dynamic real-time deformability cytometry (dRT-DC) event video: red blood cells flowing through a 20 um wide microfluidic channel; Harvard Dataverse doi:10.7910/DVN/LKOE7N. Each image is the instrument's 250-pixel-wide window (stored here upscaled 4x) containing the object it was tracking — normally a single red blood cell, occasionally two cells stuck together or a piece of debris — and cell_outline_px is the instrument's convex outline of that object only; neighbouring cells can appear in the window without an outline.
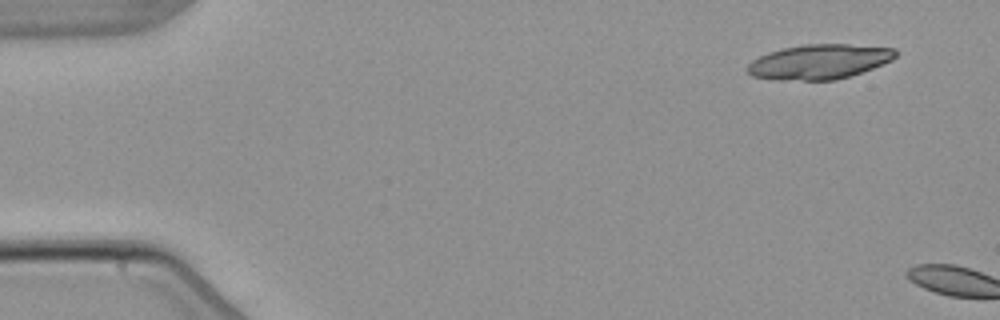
{"species": "common noctule bat (a hibernating species)", "species_latin": "Nyctalus noctula", "temperature_condition": "warm", "stored_images_in_passage": 2, "camera_frame_rate_fps": 3000, "um_per_image_px": 0.085, "animal": {"sex": "male", "body_mass_g": 21.5, "forearm_length_mm": 52.0}, "frame": {"image": 1, "passage_image": 1, "time_ms": 0.0, "image_size_px": [1000, 320], "cell_outline_px": [[900, 52], [892, 60], [872, 68], [836, 80], [776, 80], [752, 76], [744, 68], [752, 60], [768, 52], [780, 48], [804, 44], [848, 44], [896, 48]], "centroid_in_image_um": [69.62, 5.24], "position_along_channel_um": 15.4, "area_um2": 30.23}}